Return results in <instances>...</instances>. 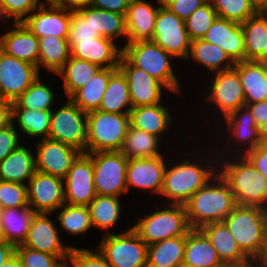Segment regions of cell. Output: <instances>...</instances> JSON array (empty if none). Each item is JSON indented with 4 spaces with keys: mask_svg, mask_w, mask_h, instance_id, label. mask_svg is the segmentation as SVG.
Masks as SVG:
<instances>
[{
    "mask_svg": "<svg viewBox=\"0 0 267 267\" xmlns=\"http://www.w3.org/2000/svg\"><path fill=\"white\" fill-rule=\"evenodd\" d=\"M7 10L8 14L13 17L14 22H23L30 13H32L42 2L38 0H0ZM24 17V18H23Z\"/></svg>",
    "mask_w": 267,
    "mask_h": 267,
    "instance_id": "816d5d0a",
    "label": "cell"
},
{
    "mask_svg": "<svg viewBox=\"0 0 267 267\" xmlns=\"http://www.w3.org/2000/svg\"><path fill=\"white\" fill-rule=\"evenodd\" d=\"M244 157L267 178V148L263 144L247 152Z\"/></svg>",
    "mask_w": 267,
    "mask_h": 267,
    "instance_id": "11a10c76",
    "label": "cell"
},
{
    "mask_svg": "<svg viewBox=\"0 0 267 267\" xmlns=\"http://www.w3.org/2000/svg\"><path fill=\"white\" fill-rule=\"evenodd\" d=\"M254 2L260 7V9H265L267 7V0H254Z\"/></svg>",
    "mask_w": 267,
    "mask_h": 267,
    "instance_id": "003e7915",
    "label": "cell"
},
{
    "mask_svg": "<svg viewBox=\"0 0 267 267\" xmlns=\"http://www.w3.org/2000/svg\"><path fill=\"white\" fill-rule=\"evenodd\" d=\"M92 159L96 195L119 197L127 193L128 158L120 151L87 153Z\"/></svg>",
    "mask_w": 267,
    "mask_h": 267,
    "instance_id": "9c48e42d",
    "label": "cell"
},
{
    "mask_svg": "<svg viewBox=\"0 0 267 267\" xmlns=\"http://www.w3.org/2000/svg\"><path fill=\"white\" fill-rule=\"evenodd\" d=\"M101 69L99 65L72 56L56 74L64 80V90L68 98L79 88L88 83Z\"/></svg>",
    "mask_w": 267,
    "mask_h": 267,
    "instance_id": "ab89813d",
    "label": "cell"
},
{
    "mask_svg": "<svg viewBox=\"0 0 267 267\" xmlns=\"http://www.w3.org/2000/svg\"><path fill=\"white\" fill-rule=\"evenodd\" d=\"M48 213H34L23 246L59 256L67 262L73 246H64L60 241L57 227L48 218Z\"/></svg>",
    "mask_w": 267,
    "mask_h": 267,
    "instance_id": "ac0fdd59",
    "label": "cell"
},
{
    "mask_svg": "<svg viewBox=\"0 0 267 267\" xmlns=\"http://www.w3.org/2000/svg\"><path fill=\"white\" fill-rule=\"evenodd\" d=\"M51 111L33 110L19 108L12 103L11 122H16L20 131L29 137H40L47 139L50 129Z\"/></svg>",
    "mask_w": 267,
    "mask_h": 267,
    "instance_id": "74e56055",
    "label": "cell"
},
{
    "mask_svg": "<svg viewBox=\"0 0 267 267\" xmlns=\"http://www.w3.org/2000/svg\"><path fill=\"white\" fill-rule=\"evenodd\" d=\"M219 18L243 23L261 9L254 0H209Z\"/></svg>",
    "mask_w": 267,
    "mask_h": 267,
    "instance_id": "7bdbcfd3",
    "label": "cell"
},
{
    "mask_svg": "<svg viewBox=\"0 0 267 267\" xmlns=\"http://www.w3.org/2000/svg\"><path fill=\"white\" fill-rule=\"evenodd\" d=\"M129 115L132 127L159 138L164 132H168L173 120L168 108L162 103L133 107Z\"/></svg>",
    "mask_w": 267,
    "mask_h": 267,
    "instance_id": "f546056e",
    "label": "cell"
},
{
    "mask_svg": "<svg viewBox=\"0 0 267 267\" xmlns=\"http://www.w3.org/2000/svg\"><path fill=\"white\" fill-rule=\"evenodd\" d=\"M118 198L120 197L95 196L88 205L93 227L109 229L118 221L121 216V205Z\"/></svg>",
    "mask_w": 267,
    "mask_h": 267,
    "instance_id": "60d3db41",
    "label": "cell"
},
{
    "mask_svg": "<svg viewBox=\"0 0 267 267\" xmlns=\"http://www.w3.org/2000/svg\"><path fill=\"white\" fill-rule=\"evenodd\" d=\"M1 267H22L19 258L14 253L9 259H7Z\"/></svg>",
    "mask_w": 267,
    "mask_h": 267,
    "instance_id": "e7e4bbea",
    "label": "cell"
},
{
    "mask_svg": "<svg viewBox=\"0 0 267 267\" xmlns=\"http://www.w3.org/2000/svg\"><path fill=\"white\" fill-rule=\"evenodd\" d=\"M162 210L141 218L132 229L147 244L186 235L190 230L186 208L182 204H171Z\"/></svg>",
    "mask_w": 267,
    "mask_h": 267,
    "instance_id": "52a82bcc",
    "label": "cell"
},
{
    "mask_svg": "<svg viewBox=\"0 0 267 267\" xmlns=\"http://www.w3.org/2000/svg\"><path fill=\"white\" fill-rule=\"evenodd\" d=\"M207 1L208 0H160L163 6L184 21Z\"/></svg>",
    "mask_w": 267,
    "mask_h": 267,
    "instance_id": "f5cc1de1",
    "label": "cell"
},
{
    "mask_svg": "<svg viewBox=\"0 0 267 267\" xmlns=\"http://www.w3.org/2000/svg\"><path fill=\"white\" fill-rule=\"evenodd\" d=\"M162 155L128 160L126 169L127 192L130 186L149 189L160 194L167 164Z\"/></svg>",
    "mask_w": 267,
    "mask_h": 267,
    "instance_id": "ffe728a7",
    "label": "cell"
},
{
    "mask_svg": "<svg viewBox=\"0 0 267 267\" xmlns=\"http://www.w3.org/2000/svg\"><path fill=\"white\" fill-rule=\"evenodd\" d=\"M129 125V114L88 112L86 153L119 151Z\"/></svg>",
    "mask_w": 267,
    "mask_h": 267,
    "instance_id": "8992f818",
    "label": "cell"
},
{
    "mask_svg": "<svg viewBox=\"0 0 267 267\" xmlns=\"http://www.w3.org/2000/svg\"><path fill=\"white\" fill-rule=\"evenodd\" d=\"M241 80L245 104L267 101V74L260 61H242L233 67Z\"/></svg>",
    "mask_w": 267,
    "mask_h": 267,
    "instance_id": "4316f807",
    "label": "cell"
},
{
    "mask_svg": "<svg viewBox=\"0 0 267 267\" xmlns=\"http://www.w3.org/2000/svg\"><path fill=\"white\" fill-rule=\"evenodd\" d=\"M27 185L0 180V207L24 208L28 207Z\"/></svg>",
    "mask_w": 267,
    "mask_h": 267,
    "instance_id": "681fc988",
    "label": "cell"
},
{
    "mask_svg": "<svg viewBox=\"0 0 267 267\" xmlns=\"http://www.w3.org/2000/svg\"><path fill=\"white\" fill-rule=\"evenodd\" d=\"M91 23L103 38L115 40L127 36L125 15L104 11L91 5Z\"/></svg>",
    "mask_w": 267,
    "mask_h": 267,
    "instance_id": "b9f144b4",
    "label": "cell"
},
{
    "mask_svg": "<svg viewBox=\"0 0 267 267\" xmlns=\"http://www.w3.org/2000/svg\"><path fill=\"white\" fill-rule=\"evenodd\" d=\"M157 2L158 7H154L151 2L145 0L129 1L125 16L126 43L152 40L158 10L162 5L160 0Z\"/></svg>",
    "mask_w": 267,
    "mask_h": 267,
    "instance_id": "7402d4cb",
    "label": "cell"
},
{
    "mask_svg": "<svg viewBox=\"0 0 267 267\" xmlns=\"http://www.w3.org/2000/svg\"><path fill=\"white\" fill-rule=\"evenodd\" d=\"M129 0H93L92 6L121 15L127 14Z\"/></svg>",
    "mask_w": 267,
    "mask_h": 267,
    "instance_id": "9f6ffc18",
    "label": "cell"
},
{
    "mask_svg": "<svg viewBox=\"0 0 267 267\" xmlns=\"http://www.w3.org/2000/svg\"><path fill=\"white\" fill-rule=\"evenodd\" d=\"M38 77L21 96L14 101L19 108L51 111L54 106V92L49 86L42 83Z\"/></svg>",
    "mask_w": 267,
    "mask_h": 267,
    "instance_id": "ee69618b",
    "label": "cell"
},
{
    "mask_svg": "<svg viewBox=\"0 0 267 267\" xmlns=\"http://www.w3.org/2000/svg\"><path fill=\"white\" fill-rule=\"evenodd\" d=\"M93 0H62L59 5L70 10H78L83 7L91 6Z\"/></svg>",
    "mask_w": 267,
    "mask_h": 267,
    "instance_id": "94428289",
    "label": "cell"
},
{
    "mask_svg": "<svg viewBox=\"0 0 267 267\" xmlns=\"http://www.w3.org/2000/svg\"><path fill=\"white\" fill-rule=\"evenodd\" d=\"M38 70L40 65L52 73H58L71 56L68 39L53 35L39 38Z\"/></svg>",
    "mask_w": 267,
    "mask_h": 267,
    "instance_id": "d590c367",
    "label": "cell"
},
{
    "mask_svg": "<svg viewBox=\"0 0 267 267\" xmlns=\"http://www.w3.org/2000/svg\"><path fill=\"white\" fill-rule=\"evenodd\" d=\"M224 119L228 126L227 132L230 131L229 134L232 132L230 136H233L236 144L241 146V149H238L242 151L238 152L240 156L241 154L244 156L263 143L264 131L258 127L247 106L240 107Z\"/></svg>",
    "mask_w": 267,
    "mask_h": 267,
    "instance_id": "603a6c76",
    "label": "cell"
},
{
    "mask_svg": "<svg viewBox=\"0 0 267 267\" xmlns=\"http://www.w3.org/2000/svg\"><path fill=\"white\" fill-rule=\"evenodd\" d=\"M62 211L56 217L60 226L70 235L83 234L93 227L88 206L64 203Z\"/></svg>",
    "mask_w": 267,
    "mask_h": 267,
    "instance_id": "f6af8a7d",
    "label": "cell"
},
{
    "mask_svg": "<svg viewBox=\"0 0 267 267\" xmlns=\"http://www.w3.org/2000/svg\"><path fill=\"white\" fill-rule=\"evenodd\" d=\"M111 267H147L148 245L130 227L123 233H104L96 248Z\"/></svg>",
    "mask_w": 267,
    "mask_h": 267,
    "instance_id": "ba28073f",
    "label": "cell"
},
{
    "mask_svg": "<svg viewBox=\"0 0 267 267\" xmlns=\"http://www.w3.org/2000/svg\"><path fill=\"white\" fill-rule=\"evenodd\" d=\"M256 260L262 267H267V226L265 231L264 246L261 254Z\"/></svg>",
    "mask_w": 267,
    "mask_h": 267,
    "instance_id": "6125c7cd",
    "label": "cell"
},
{
    "mask_svg": "<svg viewBox=\"0 0 267 267\" xmlns=\"http://www.w3.org/2000/svg\"><path fill=\"white\" fill-rule=\"evenodd\" d=\"M64 185L66 204L88 206L95 198L92 159L87 153H81L73 162Z\"/></svg>",
    "mask_w": 267,
    "mask_h": 267,
    "instance_id": "9a60e30c",
    "label": "cell"
},
{
    "mask_svg": "<svg viewBox=\"0 0 267 267\" xmlns=\"http://www.w3.org/2000/svg\"><path fill=\"white\" fill-rule=\"evenodd\" d=\"M224 267H262L256 259H249L239 264H226Z\"/></svg>",
    "mask_w": 267,
    "mask_h": 267,
    "instance_id": "be15d7a7",
    "label": "cell"
},
{
    "mask_svg": "<svg viewBox=\"0 0 267 267\" xmlns=\"http://www.w3.org/2000/svg\"><path fill=\"white\" fill-rule=\"evenodd\" d=\"M262 144L267 148V131L264 132Z\"/></svg>",
    "mask_w": 267,
    "mask_h": 267,
    "instance_id": "2644e50d",
    "label": "cell"
},
{
    "mask_svg": "<svg viewBox=\"0 0 267 267\" xmlns=\"http://www.w3.org/2000/svg\"><path fill=\"white\" fill-rule=\"evenodd\" d=\"M185 245L186 235L148 245L147 267H181Z\"/></svg>",
    "mask_w": 267,
    "mask_h": 267,
    "instance_id": "d6a6232c",
    "label": "cell"
},
{
    "mask_svg": "<svg viewBox=\"0 0 267 267\" xmlns=\"http://www.w3.org/2000/svg\"><path fill=\"white\" fill-rule=\"evenodd\" d=\"M254 117L258 127L267 131V101L256 102L246 105Z\"/></svg>",
    "mask_w": 267,
    "mask_h": 267,
    "instance_id": "6f0895ef",
    "label": "cell"
},
{
    "mask_svg": "<svg viewBox=\"0 0 267 267\" xmlns=\"http://www.w3.org/2000/svg\"><path fill=\"white\" fill-rule=\"evenodd\" d=\"M118 69L127 79L133 107L161 103L162 89L166 88L164 84L142 69L133 66L123 55Z\"/></svg>",
    "mask_w": 267,
    "mask_h": 267,
    "instance_id": "d6986e66",
    "label": "cell"
},
{
    "mask_svg": "<svg viewBox=\"0 0 267 267\" xmlns=\"http://www.w3.org/2000/svg\"><path fill=\"white\" fill-rule=\"evenodd\" d=\"M133 104L127 79L117 69L109 78L105 93L98 110L117 114H130Z\"/></svg>",
    "mask_w": 267,
    "mask_h": 267,
    "instance_id": "e575fe53",
    "label": "cell"
},
{
    "mask_svg": "<svg viewBox=\"0 0 267 267\" xmlns=\"http://www.w3.org/2000/svg\"><path fill=\"white\" fill-rule=\"evenodd\" d=\"M71 13L59 4L42 3L22 23L38 39L48 35L68 39Z\"/></svg>",
    "mask_w": 267,
    "mask_h": 267,
    "instance_id": "5bb4252c",
    "label": "cell"
},
{
    "mask_svg": "<svg viewBox=\"0 0 267 267\" xmlns=\"http://www.w3.org/2000/svg\"><path fill=\"white\" fill-rule=\"evenodd\" d=\"M67 262L70 266L72 265L71 267H111L98 249L93 252L73 247Z\"/></svg>",
    "mask_w": 267,
    "mask_h": 267,
    "instance_id": "f907efd6",
    "label": "cell"
},
{
    "mask_svg": "<svg viewBox=\"0 0 267 267\" xmlns=\"http://www.w3.org/2000/svg\"><path fill=\"white\" fill-rule=\"evenodd\" d=\"M17 131L15 123H11L0 130V162L20 145V138Z\"/></svg>",
    "mask_w": 267,
    "mask_h": 267,
    "instance_id": "db71d44e",
    "label": "cell"
},
{
    "mask_svg": "<svg viewBox=\"0 0 267 267\" xmlns=\"http://www.w3.org/2000/svg\"><path fill=\"white\" fill-rule=\"evenodd\" d=\"M34 213L29 206L24 208L2 209L0 217V238L14 246L22 245L27 237Z\"/></svg>",
    "mask_w": 267,
    "mask_h": 267,
    "instance_id": "1f68e13d",
    "label": "cell"
},
{
    "mask_svg": "<svg viewBox=\"0 0 267 267\" xmlns=\"http://www.w3.org/2000/svg\"><path fill=\"white\" fill-rule=\"evenodd\" d=\"M82 152L51 139H41L37 144L35 170L64 179L73 162Z\"/></svg>",
    "mask_w": 267,
    "mask_h": 267,
    "instance_id": "e0dca14e",
    "label": "cell"
},
{
    "mask_svg": "<svg viewBox=\"0 0 267 267\" xmlns=\"http://www.w3.org/2000/svg\"><path fill=\"white\" fill-rule=\"evenodd\" d=\"M99 37L100 34L91 23V6L73 10L68 35L70 49L78 42L92 41Z\"/></svg>",
    "mask_w": 267,
    "mask_h": 267,
    "instance_id": "bcb514c9",
    "label": "cell"
},
{
    "mask_svg": "<svg viewBox=\"0 0 267 267\" xmlns=\"http://www.w3.org/2000/svg\"><path fill=\"white\" fill-rule=\"evenodd\" d=\"M15 253V246L0 238V267Z\"/></svg>",
    "mask_w": 267,
    "mask_h": 267,
    "instance_id": "91938a15",
    "label": "cell"
},
{
    "mask_svg": "<svg viewBox=\"0 0 267 267\" xmlns=\"http://www.w3.org/2000/svg\"><path fill=\"white\" fill-rule=\"evenodd\" d=\"M15 254L22 267H61L64 263L59 256L36 251L23 245L15 246Z\"/></svg>",
    "mask_w": 267,
    "mask_h": 267,
    "instance_id": "c3c4849f",
    "label": "cell"
},
{
    "mask_svg": "<svg viewBox=\"0 0 267 267\" xmlns=\"http://www.w3.org/2000/svg\"><path fill=\"white\" fill-rule=\"evenodd\" d=\"M48 139L70 145L86 153L87 113L70 98L60 109L51 110Z\"/></svg>",
    "mask_w": 267,
    "mask_h": 267,
    "instance_id": "30bf717a",
    "label": "cell"
},
{
    "mask_svg": "<svg viewBox=\"0 0 267 267\" xmlns=\"http://www.w3.org/2000/svg\"><path fill=\"white\" fill-rule=\"evenodd\" d=\"M189 56L214 73L229 70L235 65L223 49L203 39L190 41Z\"/></svg>",
    "mask_w": 267,
    "mask_h": 267,
    "instance_id": "8d00e7d4",
    "label": "cell"
},
{
    "mask_svg": "<svg viewBox=\"0 0 267 267\" xmlns=\"http://www.w3.org/2000/svg\"><path fill=\"white\" fill-rule=\"evenodd\" d=\"M215 247L221 261L226 264H239L250 258L240 249L224 222H214L200 229Z\"/></svg>",
    "mask_w": 267,
    "mask_h": 267,
    "instance_id": "83f0119b",
    "label": "cell"
},
{
    "mask_svg": "<svg viewBox=\"0 0 267 267\" xmlns=\"http://www.w3.org/2000/svg\"><path fill=\"white\" fill-rule=\"evenodd\" d=\"M161 139L153 134L136 129L129 125L121 149L128 160L144 157H157L160 154L158 145Z\"/></svg>",
    "mask_w": 267,
    "mask_h": 267,
    "instance_id": "f35d334b",
    "label": "cell"
},
{
    "mask_svg": "<svg viewBox=\"0 0 267 267\" xmlns=\"http://www.w3.org/2000/svg\"><path fill=\"white\" fill-rule=\"evenodd\" d=\"M260 62L263 64V66L265 68V72L267 74V57H265L262 60H260Z\"/></svg>",
    "mask_w": 267,
    "mask_h": 267,
    "instance_id": "89a4df30",
    "label": "cell"
},
{
    "mask_svg": "<svg viewBox=\"0 0 267 267\" xmlns=\"http://www.w3.org/2000/svg\"><path fill=\"white\" fill-rule=\"evenodd\" d=\"M35 156L21 144L0 162V180L20 183L29 181L35 172Z\"/></svg>",
    "mask_w": 267,
    "mask_h": 267,
    "instance_id": "4dcf8cb0",
    "label": "cell"
},
{
    "mask_svg": "<svg viewBox=\"0 0 267 267\" xmlns=\"http://www.w3.org/2000/svg\"><path fill=\"white\" fill-rule=\"evenodd\" d=\"M245 42V61H260L267 57V12L261 9L241 23Z\"/></svg>",
    "mask_w": 267,
    "mask_h": 267,
    "instance_id": "f1b7e54d",
    "label": "cell"
},
{
    "mask_svg": "<svg viewBox=\"0 0 267 267\" xmlns=\"http://www.w3.org/2000/svg\"><path fill=\"white\" fill-rule=\"evenodd\" d=\"M217 155L218 161H223L217 171L229 184L236 204L267 209V178L242 155L231 162L221 153Z\"/></svg>",
    "mask_w": 267,
    "mask_h": 267,
    "instance_id": "3957f363",
    "label": "cell"
},
{
    "mask_svg": "<svg viewBox=\"0 0 267 267\" xmlns=\"http://www.w3.org/2000/svg\"><path fill=\"white\" fill-rule=\"evenodd\" d=\"M184 205L190 228L201 229L210 223L223 222L237 204L229 184L217 173Z\"/></svg>",
    "mask_w": 267,
    "mask_h": 267,
    "instance_id": "6da1fadb",
    "label": "cell"
},
{
    "mask_svg": "<svg viewBox=\"0 0 267 267\" xmlns=\"http://www.w3.org/2000/svg\"><path fill=\"white\" fill-rule=\"evenodd\" d=\"M28 184V203L35 213L52 214L65 203L64 179L35 171Z\"/></svg>",
    "mask_w": 267,
    "mask_h": 267,
    "instance_id": "4fadbf2b",
    "label": "cell"
},
{
    "mask_svg": "<svg viewBox=\"0 0 267 267\" xmlns=\"http://www.w3.org/2000/svg\"><path fill=\"white\" fill-rule=\"evenodd\" d=\"M183 267L225 266L215 247L200 229H191L186 234Z\"/></svg>",
    "mask_w": 267,
    "mask_h": 267,
    "instance_id": "484cf974",
    "label": "cell"
},
{
    "mask_svg": "<svg viewBox=\"0 0 267 267\" xmlns=\"http://www.w3.org/2000/svg\"><path fill=\"white\" fill-rule=\"evenodd\" d=\"M68 266H69V263L68 262H64L61 267H68Z\"/></svg>",
    "mask_w": 267,
    "mask_h": 267,
    "instance_id": "8c879c8a",
    "label": "cell"
},
{
    "mask_svg": "<svg viewBox=\"0 0 267 267\" xmlns=\"http://www.w3.org/2000/svg\"><path fill=\"white\" fill-rule=\"evenodd\" d=\"M13 26L0 37V50L38 68L39 39L22 22H14Z\"/></svg>",
    "mask_w": 267,
    "mask_h": 267,
    "instance_id": "cb8c5ba5",
    "label": "cell"
},
{
    "mask_svg": "<svg viewBox=\"0 0 267 267\" xmlns=\"http://www.w3.org/2000/svg\"><path fill=\"white\" fill-rule=\"evenodd\" d=\"M122 55L135 67L147 72L173 93H181L180 84L172 69L169 57H174L152 40L126 43Z\"/></svg>",
    "mask_w": 267,
    "mask_h": 267,
    "instance_id": "5b68a950",
    "label": "cell"
},
{
    "mask_svg": "<svg viewBox=\"0 0 267 267\" xmlns=\"http://www.w3.org/2000/svg\"><path fill=\"white\" fill-rule=\"evenodd\" d=\"M118 68H101L91 80L76 90L69 98L84 112L99 109L110 76Z\"/></svg>",
    "mask_w": 267,
    "mask_h": 267,
    "instance_id": "836d02e7",
    "label": "cell"
},
{
    "mask_svg": "<svg viewBox=\"0 0 267 267\" xmlns=\"http://www.w3.org/2000/svg\"><path fill=\"white\" fill-rule=\"evenodd\" d=\"M10 18H11V16L8 14L4 5L0 1V20L7 19L8 21H10Z\"/></svg>",
    "mask_w": 267,
    "mask_h": 267,
    "instance_id": "03108f58",
    "label": "cell"
},
{
    "mask_svg": "<svg viewBox=\"0 0 267 267\" xmlns=\"http://www.w3.org/2000/svg\"><path fill=\"white\" fill-rule=\"evenodd\" d=\"M152 41L174 58H188L190 39L184 20L163 5L158 10Z\"/></svg>",
    "mask_w": 267,
    "mask_h": 267,
    "instance_id": "8fae6325",
    "label": "cell"
},
{
    "mask_svg": "<svg viewBox=\"0 0 267 267\" xmlns=\"http://www.w3.org/2000/svg\"><path fill=\"white\" fill-rule=\"evenodd\" d=\"M202 39L219 46L234 63L245 61V42L240 23L217 17Z\"/></svg>",
    "mask_w": 267,
    "mask_h": 267,
    "instance_id": "44dd1931",
    "label": "cell"
},
{
    "mask_svg": "<svg viewBox=\"0 0 267 267\" xmlns=\"http://www.w3.org/2000/svg\"><path fill=\"white\" fill-rule=\"evenodd\" d=\"M61 1L62 0H46L45 4H59Z\"/></svg>",
    "mask_w": 267,
    "mask_h": 267,
    "instance_id": "a7ac6f4b",
    "label": "cell"
},
{
    "mask_svg": "<svg viewBox=\"0 0 267 267\" xmlns=\"http://www.w3.org/2000/svg\"><path fill=\"white\" fill-rule=\"evenodd\" d=\"M12 103L0 99V130L11 124Z\"/></svg>",
    "mask_w": 267,
    "mask_h": 267,
    "instance_id": "680465c9",
    "label": "cell"
},
{
    "mask_svg": "<svg viewBox=\"0 0 267 267\" xmlns=\"http://www.w3.org/2000/svg\"><path fill=\"white\" fill-rule=\"evenodd\" d=\"M215 155L213 160L204 161L199 155V160H196L198 162L194 163L189 159H185L170 168L166 167L160 195L168 198L171 204L184 205L218 173L216 170H218L219 167L217 166L220 163L214 165L219 159L217 153ZM203 162L204 164L206 162V167L202 164Z\"/></svg>",
    "mask_w": 267,
    "mask_h": 267,
    "instance_id": "7a4b0ae2",
    "label": "cell"
},
{
    "mask_svg": "<svg viewBox=\"0 0 267 267\" xmlns=\"http://www.w3.org/2000/svg\"><path fill=\"white\" fill-rule=\"evenodd\" d=\"M37 66L0 50V99L13 103L39 77Z\"/></svg>",
    "mask_w": 267,
    "mask_h": 267,
    "instance_id": "7c38bea8",
    "label": "cell"
},
{
    "mask_svg": "<svg viewBox=\"0 0 267 267\" xmlns=\"http://www.w3.org/2000/svg\"><path fill=\"white\" fill-rule=\"evenodd\" d=\"M217 17L209 0L196 9L184 21L190 41L202 39Z\"/></svg>",
    "mask_w": 267,
    "mask_h": 267,
    "instance_id": "7dc6e473",
    "label": "cell"
},
{
    "mask_svg": "<svg viewBox=\"0 0 267 267\" xmlns=\"http://www.w3.org/2000/svg\"><path fill=\"white\" fill-rule=\"evenodd\" d=\"M71 56L99 65L101 68H118L122 49L111 39L95 38L92 41L78 42L71 49Z\"/></svg>",
    "mask_w": 267,
    "mask_h": 267,
    "instance_id": "d4e9b609",
    "label": "cell"
},
{
    "mask_svg": "<svg viewBox=\"0 0 267 267\" xmlns=\"http://www.w3.org/2000/svg\"><path fill=\"white\" fill-rule=\"evenodd\" d=\"M240 249L257 259L264 246L267 209L259 206L236 205L223 220Z\"/></svg>",
    "mask_w": 267,
    "mask_h": 267,
    "instance_id": "277c9868",
    "label": "cell"
},
{
    "mask_svg": "<svg viewBox=\"0 0 267 267\" xmlns=\"http://www.w3.org/2000/svg\"><path fill=\"white\" fill-rule=\"evenodd\" d=\"M210 83V93L207 95L208 102L219 108L224 118L240 107L246 106L244 91L238 72L231 68L215 73Z\"/></svg>",
    "mask_w": 267,
    "mask_h": 267,
    "instance_id": "2e32d148",
    "label": "cell"
}]
</instances>
